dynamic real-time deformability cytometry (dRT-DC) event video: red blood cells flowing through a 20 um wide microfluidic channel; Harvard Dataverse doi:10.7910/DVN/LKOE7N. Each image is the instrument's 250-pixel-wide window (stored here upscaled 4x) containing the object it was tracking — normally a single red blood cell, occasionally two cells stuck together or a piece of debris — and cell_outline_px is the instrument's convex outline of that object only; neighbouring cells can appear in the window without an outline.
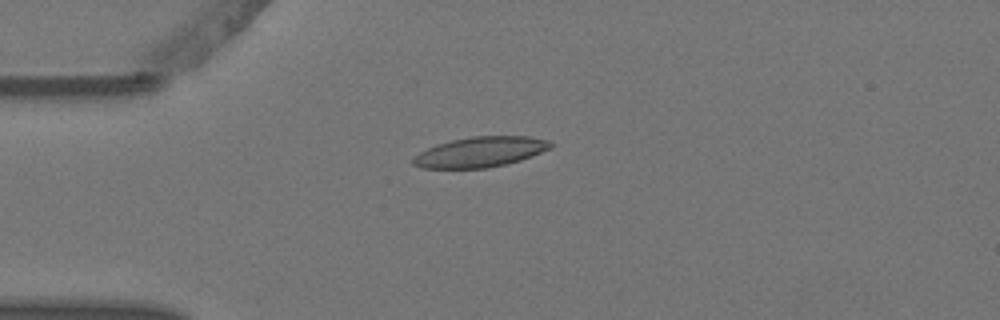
{"species": "Egyptian fruit bat (a non-hibernating species)", "species_latin": "Rousettus aegyptiacus", "temperature_condition": "warm", "stored_images_in_passage": 6, "camera_frame_rate_fps": 3000, "um_per_image_px": 0.085, "animal": {"sex": "female"}, "frame": {"image": 1, "passage_image": 1, "time_ms": 0.0, "image_size_px": [1000, 320], "cell_outline_px": [[556, 144], [552, 148], [532, 156], [520, 160], [488, 168], [424, 168], [412, 164], [412, 160], [420, 152], [436, 144], [452, 140], [472, 136], [528, 136], [552, 140]], "centroid_in_image_um": [40.9, 12.9], "position_along_channel_um": 44.1, "area_um2": 24.33}}
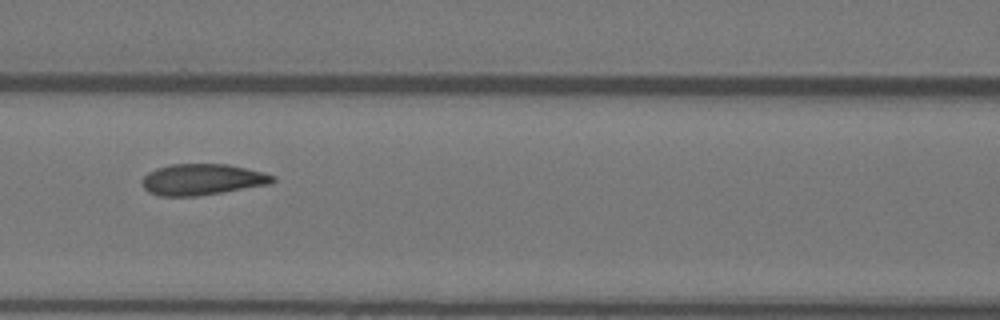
{"frame": {"image": 2, "passage_image": 4, "time_ms": 1.0, "image_size_px": [1000, 320], "cell_outline_px": [[276, 180], [272, 184], [196, 196], [160, 196], [148, 192], [140, 184], [140, 180], [148, 172], [156, 168], [172, 164], [228, 164], [264, 172], [276, 176]], "centroid_in_image_um": [17.19, 15.25], "position_along_channel_um": 149.4, "area_um2": 23.93}}
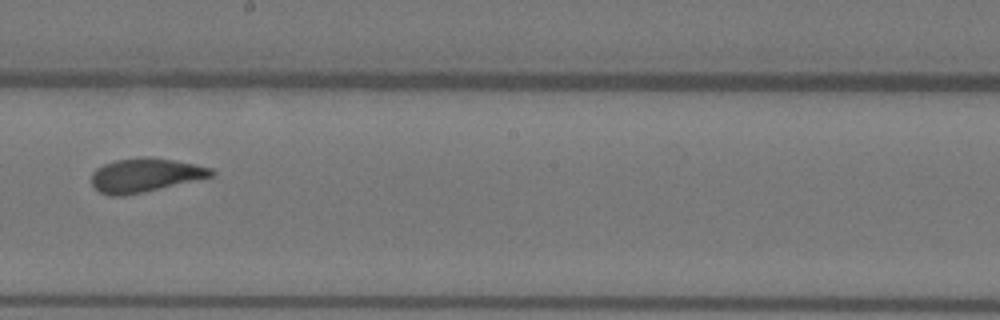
{"frame": {"image": 3, "passage_image": 6, "time_ms": 1.667, "image_size_px": [1000, 320], "cell_outline_px": [[216, 172], [212, 176], [124, 196], [108, 196], [100, 192], [92, 184], [92, 172], [96, 168], [104, 164], [116, 160], [148, 156], [196, 164], [212, 168]], "centroid_in_image_um": [12.31, 14.88], "position_along_channel_um": 235.9, "area_um2": 23.35}}